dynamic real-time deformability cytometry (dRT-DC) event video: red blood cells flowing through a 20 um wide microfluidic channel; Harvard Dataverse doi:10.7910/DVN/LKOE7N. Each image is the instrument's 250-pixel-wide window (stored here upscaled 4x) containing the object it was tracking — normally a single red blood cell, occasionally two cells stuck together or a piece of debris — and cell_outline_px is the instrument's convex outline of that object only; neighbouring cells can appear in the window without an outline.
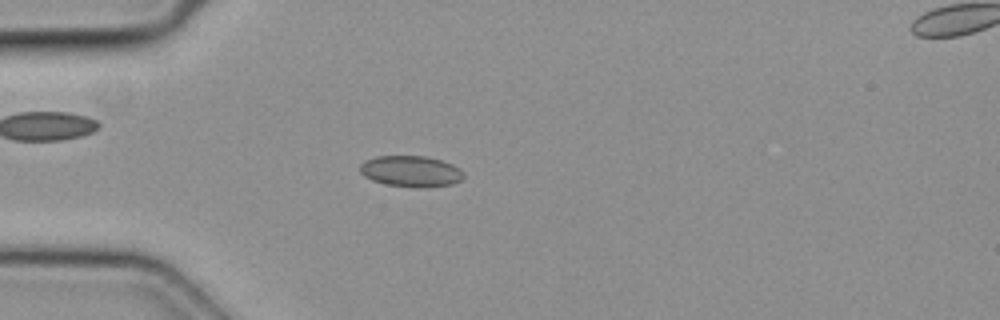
{"species": "common noctule bat (a hibernating species)", "species_latin": "Nyctalus noctula", "temperature_condition": "cold", "stored_images_in_passage": 38, "camera_frame_rate_fps": 3000, "um_per_image_px": 0.085, "animal": {"sex": "female", "body_mass_g": 19.3, "forearm_length_mm": 54.1}, "frame": {"image": 1, "passage_image": 9, "time_ms": 2.667, "image_size_px": [1000, 320], "cell_outline_px": [[464, 176], [460, 180], [452, 184], [428, 188], [420, 188], [384, 184], [372, 180], [364, 176], [360, 172], [360, 164], [364, 160], [376, 156], [424, 156], [440, 160], [452, 164], [460, 168]], "centroid_in_image_um": [34.91, 14.57], "position_along_channel_um": 50.1, "area_um2": 18.9}}
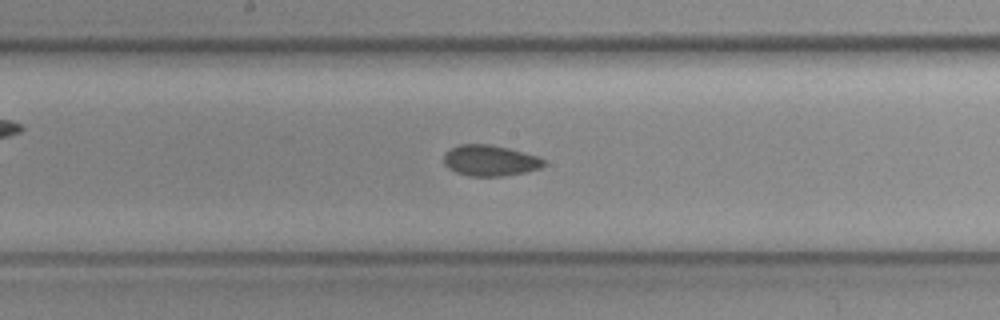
{"frame": {"image": 2, "passage_image": 21, "time_ms": 6.667, "image_size_px": [1000, 320], "cell_outline_px": [[544, 164], [540, 168], [524, 172], [504, 176], [468, 176], [456, 172], [448, 168], [444, 164], [444, 152], [460, 144], [492, 144], [540, 156], [544, 160]], "centroid_in_image_um": [41.64, 13.64], "position_along_channel_um": 206.6, "area_um2": 18.09}}
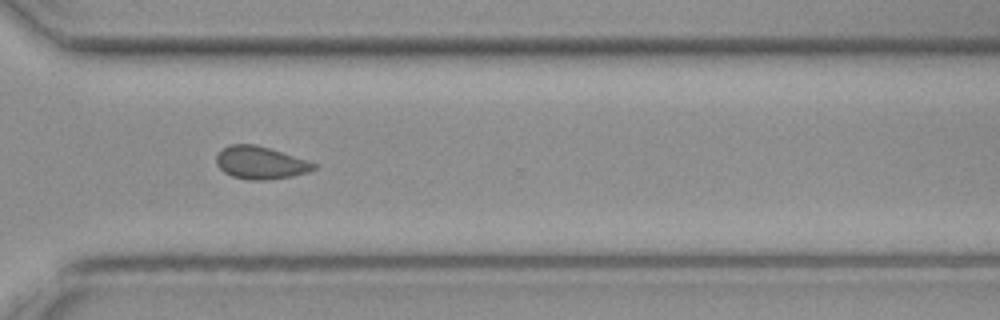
{"frame": {"image": 3, "passage_image": 31, "time_ms": 10.0, "image_size_px": [1000, 320], "cell_outline_px": [[316, 168], [308, 172], [292, 176], [268, 180], [248, 180], [232, 176], [224, 172], [216, 164], [216, 156], [228, 144], [256, 144], [316, 164]], "centroid_in_image_um": [22.09, 13.84], "position_along_channel_um": 348.5, "area_um2": 18.26}}